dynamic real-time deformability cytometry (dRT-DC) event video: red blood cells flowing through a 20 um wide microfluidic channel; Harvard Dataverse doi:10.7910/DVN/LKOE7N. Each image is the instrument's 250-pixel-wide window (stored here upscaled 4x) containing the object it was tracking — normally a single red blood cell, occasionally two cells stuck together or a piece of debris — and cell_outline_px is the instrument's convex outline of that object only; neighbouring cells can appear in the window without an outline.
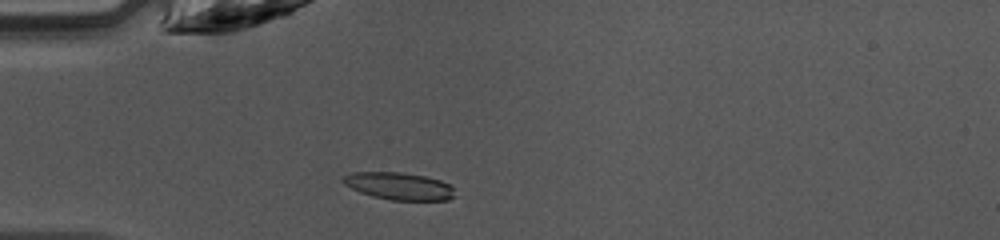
{"species": "common noctule bat (a hibernating species)", "species_latin": "Nyctalus noctula", "temperature_condition": "warm", "stored_images_in_passage": 48, "camera_frame_rate_fps": 3000, "um_per_image_px": 0.085, "animal": {"sex": "female", "body_mass_g": 10.0, "forearm_length_mm": 53.1}, "frame": {"image": 1, "passage_image": 14, "time_ms": 4.333, "image_size_px": [1000, 240], "cell_outline_px": [[452, 196], [448, 200], [392, 200], [372, 196], [360, 192], [344, 184], [340, 180], [340, 176], [352, 172], [400, 172], [424, 176], [440, 180], [448, 184], [452, 188]], "centroid_in_image_um": [33.83, 15.8], "position_along_channel_um": 51.2, "area_um2": 17.69}}
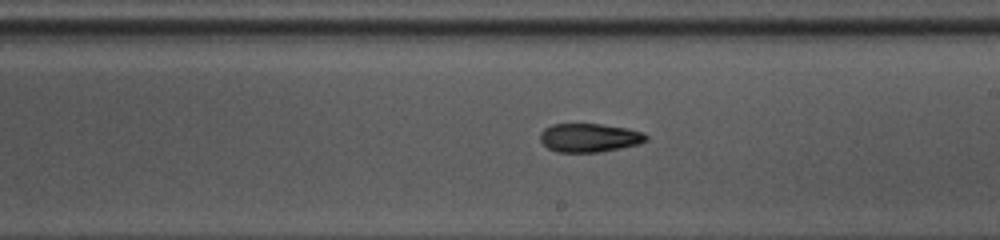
{"frame": {"image": 2, "passage_image": 28, "time_ms": 9.0, "image_size_px": [1000, 240], "cell_outline_px": [[648, 140], [640, 144], [600, 152], [556, 152], [548, 148], [540, 140], [540, 132], [544, 128], [552, 124], [600, 124], [628, 128], [644, 132], [648, 136]], "centroid_in_image_um": [50.12, 11.7], "position_along_channel_um": 238.9, "area_um2": 17.86}}
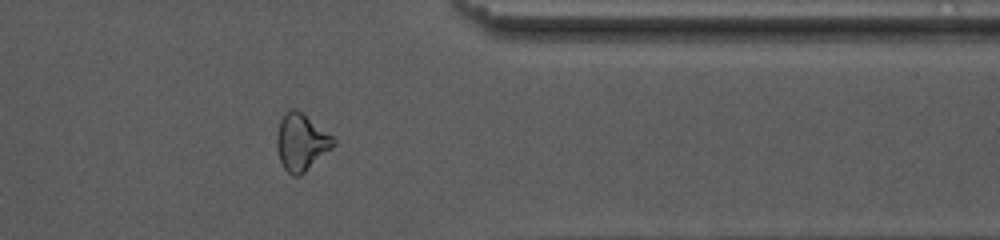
{"frame": {"image": 3, "passage_image": 39, "time_ms": 12.667, "image_size_px": [1000, 240], "cell_outline_px": [[336, 144], [332, 148], [300, 176], [292, 176], [284, 168], [280, 160], [276, 148], [276, 136], [280, 120], [284, 112], [292, 108], [296, 108], [332, 136], [336, 140]], "centroid_in_image_um": [25.58, 12.08], "position_along_channel_um": 385.8, "area_um2": 18.73}, "authors_computed_cell_mechanics": {"area_um2": 18.0336, "velocity_mm_per_s": 4.2363, "shape_relaxation_time_tau1_ms": 8.0194, "shape_relaxation_time_tau2_ms": 2.2374, "deformation_change_tau1": 0.2028, "deformation_change_tau2": 0.1029}}